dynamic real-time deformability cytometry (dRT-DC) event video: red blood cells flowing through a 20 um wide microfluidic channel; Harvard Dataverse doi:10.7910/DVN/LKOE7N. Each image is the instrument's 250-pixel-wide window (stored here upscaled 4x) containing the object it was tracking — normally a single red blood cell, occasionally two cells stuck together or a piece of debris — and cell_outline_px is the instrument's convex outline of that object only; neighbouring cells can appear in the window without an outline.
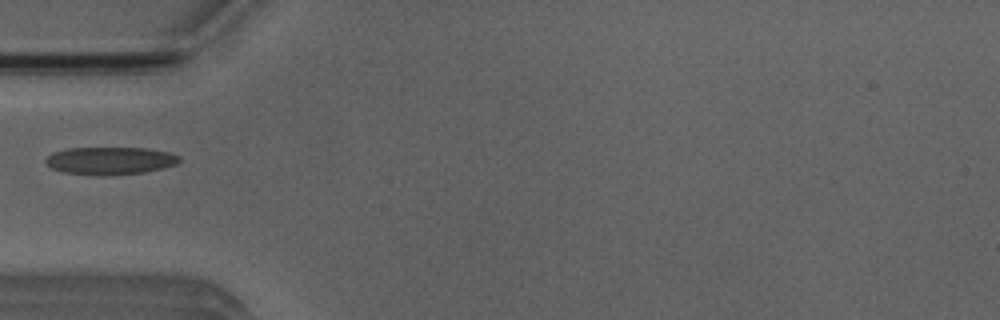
{"species": "Egyptian fruit bat (a non-hibernating species)", "species_latin": "Rousettus aegyptiacus", "temperature_condition": "room temperature", "stored_images_in_passage": 6, "camera_frame_rate_fps": 3000, "um_per_image_px": 0.085, "animal": {"sex": "male"}, "frame": {"image": 1, "passage_image": 5, "time_ms": 4.667, "image_size_px": [1000, 320], "cell_outline_px": [[180, 160], [176, 164], [144, 172], [100, 176], [64, 172], [52, 168], [44, 164], [44, 160], [52, 152], [64, 148], [148, 148], [168, 152], [180, 156]], "centroid_in_image_um": [9.31, 13.65], "position_along_channel_um": 75.7, "area_um2": 21.56}}